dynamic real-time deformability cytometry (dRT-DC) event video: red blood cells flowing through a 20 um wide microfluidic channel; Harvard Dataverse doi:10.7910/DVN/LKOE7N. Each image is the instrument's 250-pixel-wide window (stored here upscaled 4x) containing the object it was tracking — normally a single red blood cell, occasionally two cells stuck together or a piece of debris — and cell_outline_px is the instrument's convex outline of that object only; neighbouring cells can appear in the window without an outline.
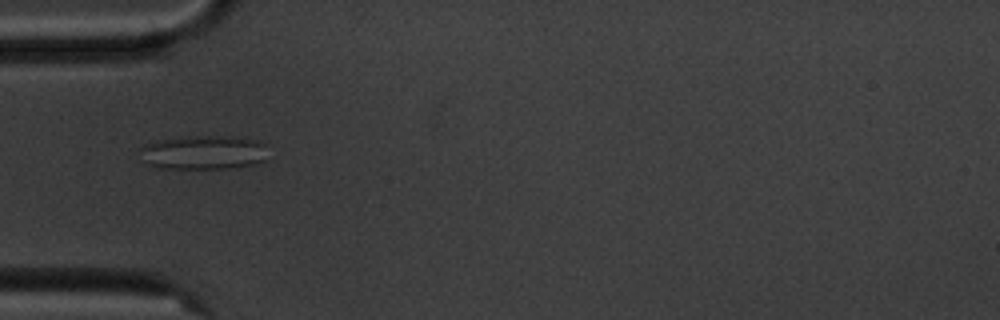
{"species": "common noctule bat (a hibernating species)", "species_latin": "Nyctalus noctula", "temperature_condition": "cold", "stored_images_in_passage": 40, "camera_frame_rate_fps": 3000, "um_per_image_px": 0.085, "animal": {"sex": "male", "body_mass_g": 20.1, "forearm_length_mm": 53.5}, "frame": {"image": 1, "passage_image": 1, "time_ms": 0.0, "image_size_px": [1000, 320], "cell_outline_px": [[264, 160], [240, 168], [156, 168], [144, 164], [140, 160], [136, 148], [144, 144], [156, 140], [192, 136], [232, 136], [260, 140], [264, 144]], "centroid_in_image_um": [17.17, 12.96], "position_along_channel_um": 67.8, "area_um2": 25.95}}
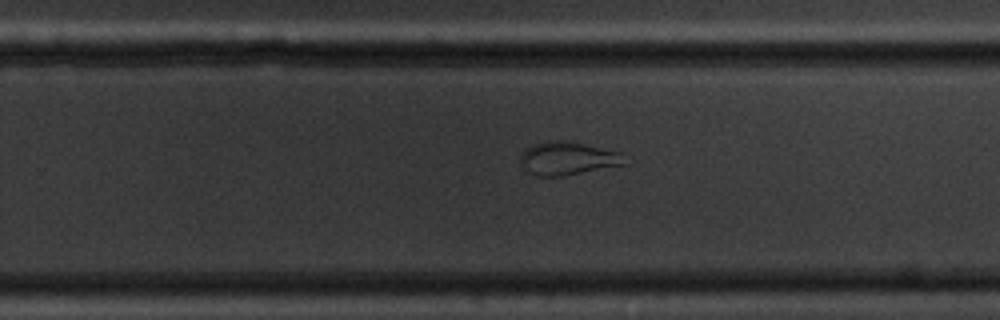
{"frame": {"image": 2, "passage_image": 19, "time_ms": 6.0, "image_size_px": [1000, 320], "cell_outline_px": [[624, 164], [564, 176], [536, 176], [528, 172], [524, 168], [520, 160], [520, 156], [532, 144], [548, 140], [564, 140], [620, 152]], "centroid_in_image_um": [48.18, 13.46], "position_along_channel_um": 281.6, "area_um2": 19.77}}
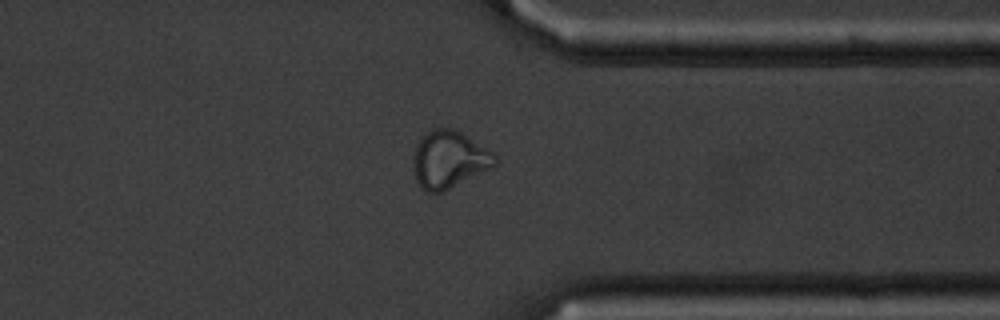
{"frame": {"image": 3, "passage_image": 27, "time_ms": 8.667, "image_size_px": [1000, 320], "cell_outline_px": [[500, 160], [492, 168], [440, 192], [424, 192], [420, 188], [416, 180], [412, 164], [412, 156], [416, 144], [428, 132], [436, 128], [456, 128], [492, 152]], "centroid_in_image_um": [38.16, 13.56], "position_along_channel_um": 373.2, "area_um2": 27.34}}